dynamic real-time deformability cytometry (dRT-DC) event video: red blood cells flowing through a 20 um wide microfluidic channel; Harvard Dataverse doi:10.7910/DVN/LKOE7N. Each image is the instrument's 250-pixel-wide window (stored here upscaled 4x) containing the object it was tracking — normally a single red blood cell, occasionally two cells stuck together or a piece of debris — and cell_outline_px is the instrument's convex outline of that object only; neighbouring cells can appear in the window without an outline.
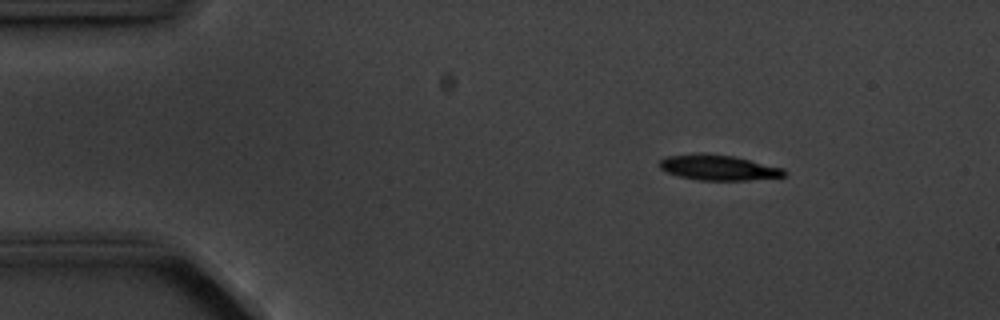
{"species": "common noctule bat (a hibernating species)", "species_latin": "Nyctalus noctula", "temperature_condition": "cold", "stored_images_in_passage": 6, "camera_frame_rate_fps": 3000, "um_per_image_px": 0.085, "animal": {"sex": "male", "body_mass_g": 20.1, "forearm_length_mm": 53.5}, "frame": {"image": 1, "passage_image": 2, "time_ms": 1.333, "image_size_px": [1000, 320], "cell_outline_px": [[788, 172], [780, 180], [700, 180], [680, 176], [668, 172], [660, 168], [656, 164], [660, 160], [668, 156], [732, 156], [784, 168]], "centroid_in_image_um": [61.24, 14.31], "position_along_channel_um": 23.8, "area_um2": 17.92}}
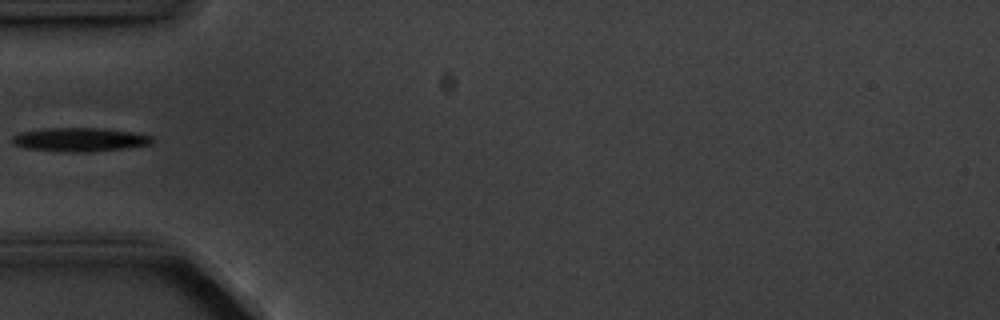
{"frame": {"image": 2, "passage_image": 5, "time_ms": 4.667, "image_size_px": [1000, 320], "cell_outline_px": [[152, 144], [128, 148], [92, 152], [68, 152], [24, 148], [16, 144], [12, 140], [12, 136], [20, 132], [44, 128], [104, 128], [132, 132], [152, 136]], "centroid_in_image_um": [6.8, 11.87], "position_along_channel_um": 78.2, "area_um2": 19.48}}
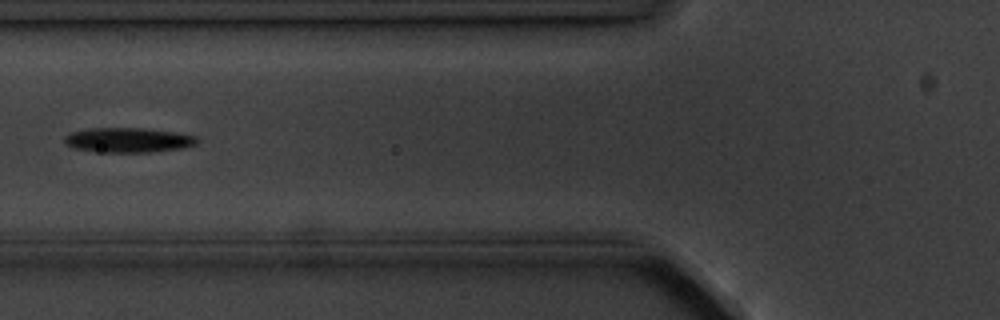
{"frame": {"image": 3, "passage_image": 6, "time_ms": 5.667, "image_size_px": [1000, 320], "cell_outline_px": [[200, 140], [196, 144], [184, 148], [152, 152], [92, 152], [76, 148], [64, 144], [64, 136], [68, 132], [92, 128], [144, 128], [172, 132], [196, 136]], "centroid_in_image_um": [10.87, 11.91], "position_along_channel_um": 114.9, "area_um2": 19.31}}